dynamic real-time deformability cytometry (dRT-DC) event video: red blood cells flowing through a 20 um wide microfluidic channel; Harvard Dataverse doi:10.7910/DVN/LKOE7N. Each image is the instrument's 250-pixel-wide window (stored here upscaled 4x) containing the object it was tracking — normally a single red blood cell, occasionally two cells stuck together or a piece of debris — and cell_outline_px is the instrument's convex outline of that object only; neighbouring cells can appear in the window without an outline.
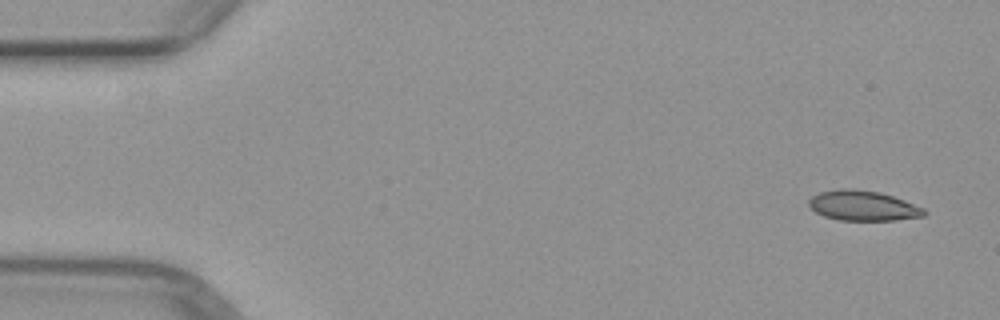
{"species": "common noctule bat (a hibernating species)", "species_latin": "Nyctalus noctula", "temperature_condition": "warm", "stored_images_in_passage": 5, "camera_frame_rate_fps": 3000, "um_per_image_px": 0.085, "animal": {"sex": "female", "body_mass_g": 29.2, "forearm_length_mm": 56.3}, "frame": {"image": 1, "passage_image": 1, "time_ms": 0.0, "image_size_px": [1000, 320], "cell_outline_px": [[928, 212], [924, 216], [896, 220], [836, 220], [824, 216], [816, 212], [808, 204], [808, 200], [812, 196], [820, 192], [840, 188], [844, 188], [880, 192], [904, 200], [924, 208]], "centroid_in_image_um": [73.36, 17.49], "position_along_channel_um": 11.6, "area_um2": 20.17}}
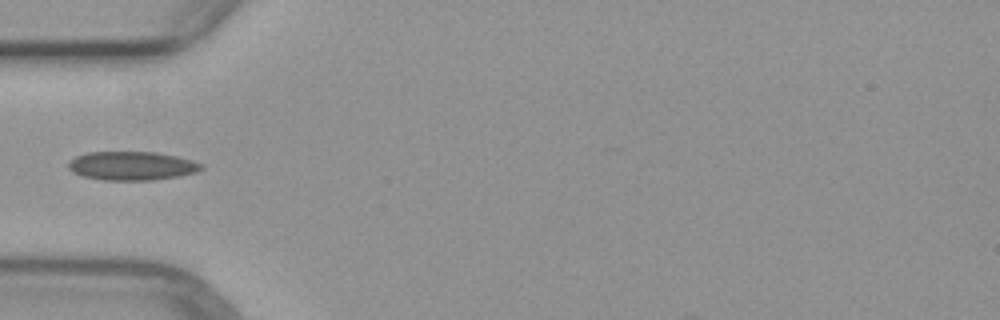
{"frame": {"image": 2, "passage_image": 4, "time_ms": 4.667, "image_size_px": [1000, 320], "cell_outline_px": [[204, 168], [196, 172], [180, 176], [152, 180], [100, 180], [80, 176], [72, 172], [68, 168], [68, 160], [76, 156], [88, 152], [156, 152], [176, 156], [192, 160], [204, 164]], "centroid_in_image_um": [11.19, 14.1], "position_along_channel_um": 73.8, "area_um2": 22.54}}
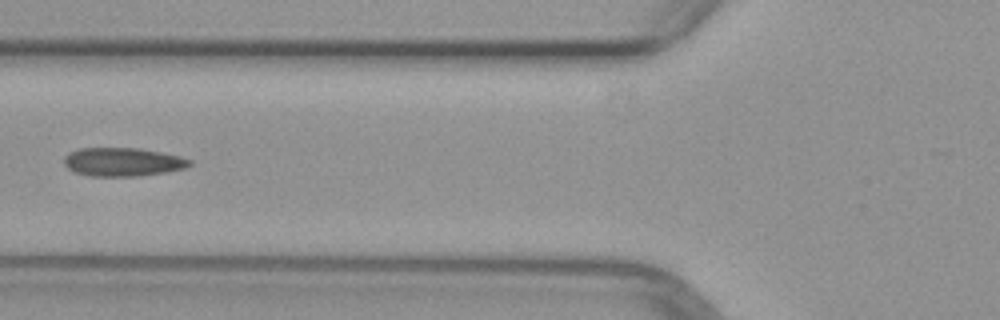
{"frame": {"image": 3, "passage_image": 5, "time_ms": 5.667, "image_size_px": [1000, 320], "cell_outline_px": [[192, 164], [188, 168], [140, 176], [88, 176], [72, 172], [64, 164], [64, 156], [68, 152], [80, 148], [140, 148], [180, 156], [192, 160]], "centroid_in_image_um": [10.42, 13.77], "position_along_channel_um": 115.4, "area_um2": 21.15}}